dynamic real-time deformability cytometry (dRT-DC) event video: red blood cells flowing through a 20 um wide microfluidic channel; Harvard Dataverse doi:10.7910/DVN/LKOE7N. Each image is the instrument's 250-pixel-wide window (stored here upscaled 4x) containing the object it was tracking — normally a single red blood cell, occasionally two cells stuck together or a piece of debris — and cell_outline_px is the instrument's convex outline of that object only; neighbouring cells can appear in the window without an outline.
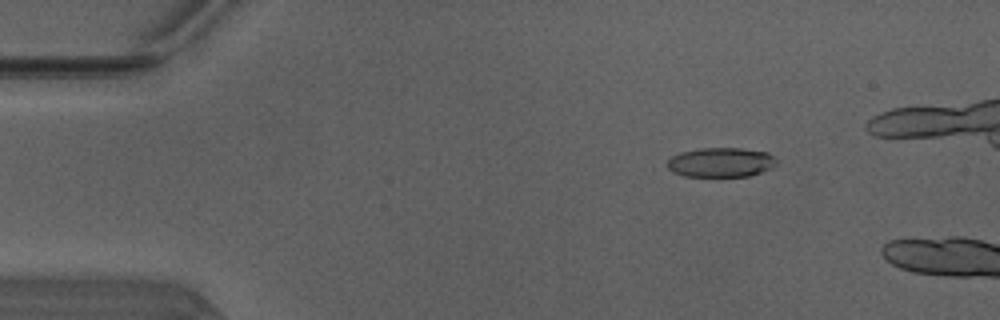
{"species": "Egyptian fruit bat (a non-hibernating species)", "species_latin": "Rousettus aegyptiacus", "temperature_condition": "warm", "stored_images_in_passage": 6, "camera_frame_rate_fps": 3000, "um_per_image_px": 0.085, "animal": {"sex": "male"}, "frame": {"image": 1, "passage_image": 3, "time_ms": 0.667, "image_size_px": [1000, 320], "cell_outline_px": [[776, 164], [772, 168], [748, 176], [684, 176], [672, 172], [668, 168], [668, 160], [672, 156], [680, 152], [700, 148], [740, 148], [768, 152], [776, 160]], "centroid_in_image_um": [61.26, 13.79], "position_along_channel_um": 23.7, "area_um2": 18.73}}